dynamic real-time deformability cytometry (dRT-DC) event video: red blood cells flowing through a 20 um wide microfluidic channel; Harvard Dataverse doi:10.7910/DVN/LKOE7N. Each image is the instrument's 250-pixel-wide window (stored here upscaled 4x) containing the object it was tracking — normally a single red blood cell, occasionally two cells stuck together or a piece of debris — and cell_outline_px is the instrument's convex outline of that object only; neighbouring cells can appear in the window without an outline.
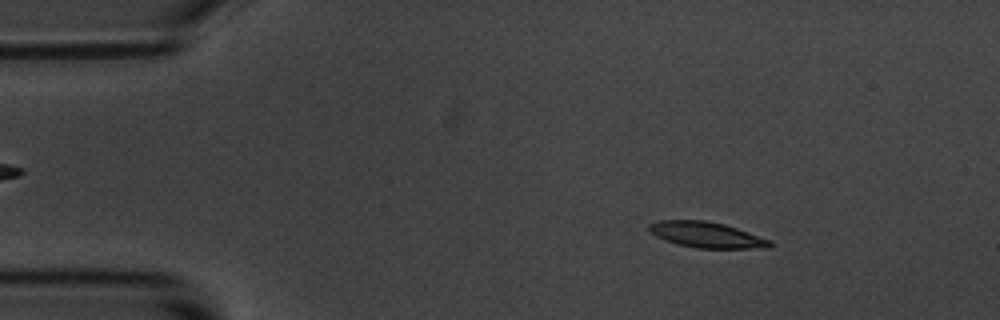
{"species": "common noctule bat (a hibernating species)", "species_latin": "Nyctalus noctula", "temperature_condition": "room temperature", "stored_images_in_passage": 55, "segment_of_instrument_passage": [1, 2], "camera_frame_rate_fps": 3000, "um_per_image_px": 0.085, "animal": {"sex": "male", "body_mass_g": 20.1, "forearm_length_mm": 53.5}, "frame": {"image": 1, "passage_image": 7, "time_ms": 2.0, "image_size_px": [1000, 320], "cell_outline_px": [[776, 244], [772, 248], [696, 248], [676, 244], [664, 240], [656, 236], [648, 228], [648, 224], [660, 220], [704, 220], [724, 224], [772, 240]], "centroid_in_image_um": [60.1, 19.97], "position_along_channel_um": 24.9, "area_um2": 18.26}}
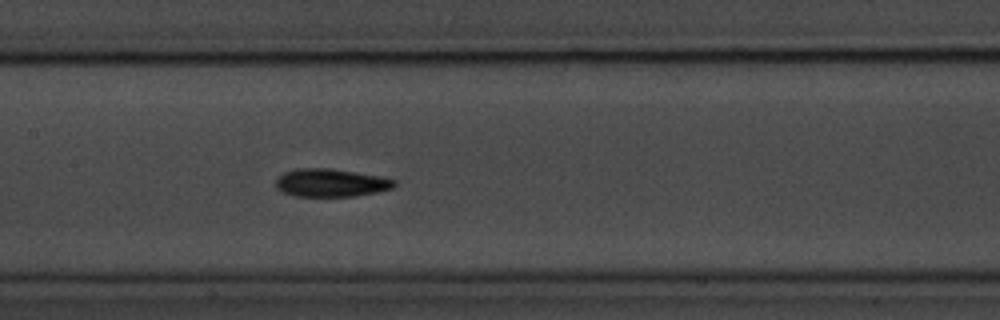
{"frame": {"image": 2, "passage_image": 25, "time_ms": 8.0, "image_size_px": [1000, 320], "cell_outline_px": [[396, 184], [392, 188], [380, 192], [356, 196], [296, 196], [280, 192], [276, 188], [276, 180], [284, 172], [296, 168], [328, 168], [380, 176], [396, 180]], "centroid_in_image_um": [28.12, 15.54], "position_along_channel_um": 179.3, "area_um2": 19.42}}
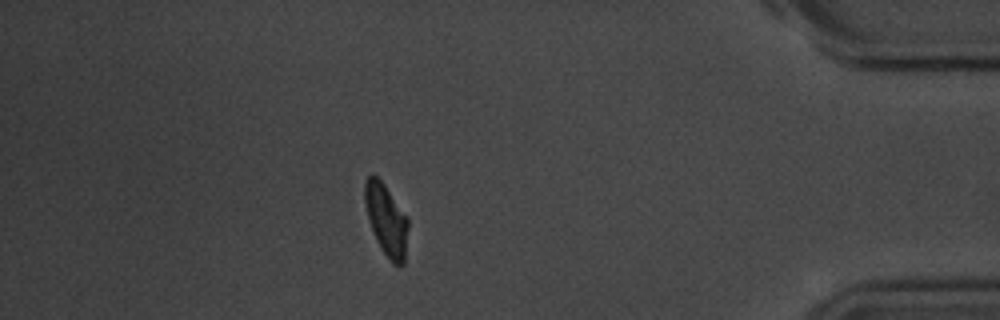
{"frame": {"image": 3, "passage_image": 47, "time_ms": 15.333, "image_size_px": [1000, 320], "cell_outline_px": [[408, 228], [404, 264], [392, 264], [380, 248], [372, 228], [368, 216], [364, 200], [364, 180], [372, 172], [384, 184], [408, 220]], "centroid_in_image_um": [32.82, 18.67], "position_along_channel_um": 402.4, "area_um2": 17.74}}